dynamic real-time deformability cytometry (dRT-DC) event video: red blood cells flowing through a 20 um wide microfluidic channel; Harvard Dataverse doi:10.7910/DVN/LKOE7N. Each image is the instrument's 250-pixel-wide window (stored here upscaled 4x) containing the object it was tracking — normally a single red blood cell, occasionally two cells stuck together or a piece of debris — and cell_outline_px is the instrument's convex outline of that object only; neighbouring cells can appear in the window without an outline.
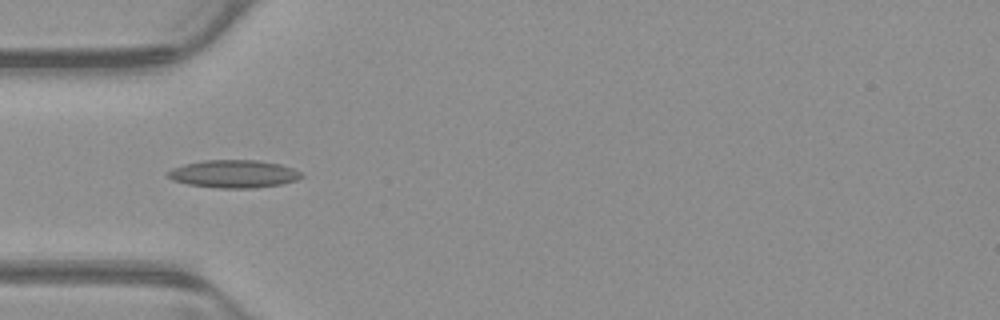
{"species": "common noctule bat (a hibernating species)", "species_latin": "Nyctalus noctula", "temperature_condition": "warm", "stored_images_in_passage": 13, "camera_frame_rate_fps": 3000, "um_per_image_px": 0.085, "animal": {"sex": "male", "body_mass_g": 23.1, "forearm_length_mm": 52.7}, "frame": {"image": 1, "passage_image": 3, "time_ms": 0.667, "image_size_px": [1000, 320], "cell_outline_px": [[304, 176], [296, 180], [280, 184], [256, 188], [220, 188], [188, 184], [172, 180], [168, 176], [168, 172], [172, 168], [184, 164], [204, 160], [256, 160], [280, 164], [292, 168], [300, 172]], "centroid_in_image_um": [19.87, 14.78], "position_along_channel_um": 65.1, "area_um2": 21.5}}